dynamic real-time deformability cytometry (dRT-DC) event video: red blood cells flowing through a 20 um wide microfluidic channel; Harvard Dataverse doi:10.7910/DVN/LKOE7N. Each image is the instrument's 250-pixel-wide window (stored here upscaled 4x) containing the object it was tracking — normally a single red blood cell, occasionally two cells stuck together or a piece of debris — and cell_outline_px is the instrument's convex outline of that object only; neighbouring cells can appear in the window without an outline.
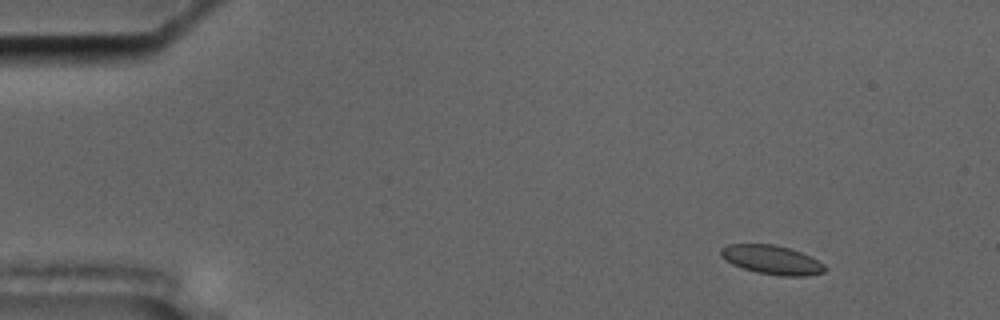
{"species": "common noctule bat (a hibernating species)", "species_latin": "Nyctalus noctula", "temperature_condition": "cold", "stored_images_in_passage": 17, "camera_frame_rate_fps": 3000, "um_per_image_px": 0.085, "animal": {"sex": "male", "body_mass_g": 17.5, "forearm_length_mm": 52.3}, "frame": {"image": 1, "passage_image": 6, "time_ms": 1.667, "image_size_px": [1000, 320], "cell_outline_px": [[828, 268], [824, 272], [804, 276], [780, 276], [756, 272], [732, 264], [720, 256], [720, 248], [728, 244], [772, 244], [788, 248], [800, 252], [824, 264]], "centroid_in_image_um": [65.58, 22.09], "position_along_channel_um": 19.4, "area_um2": 17.46}}